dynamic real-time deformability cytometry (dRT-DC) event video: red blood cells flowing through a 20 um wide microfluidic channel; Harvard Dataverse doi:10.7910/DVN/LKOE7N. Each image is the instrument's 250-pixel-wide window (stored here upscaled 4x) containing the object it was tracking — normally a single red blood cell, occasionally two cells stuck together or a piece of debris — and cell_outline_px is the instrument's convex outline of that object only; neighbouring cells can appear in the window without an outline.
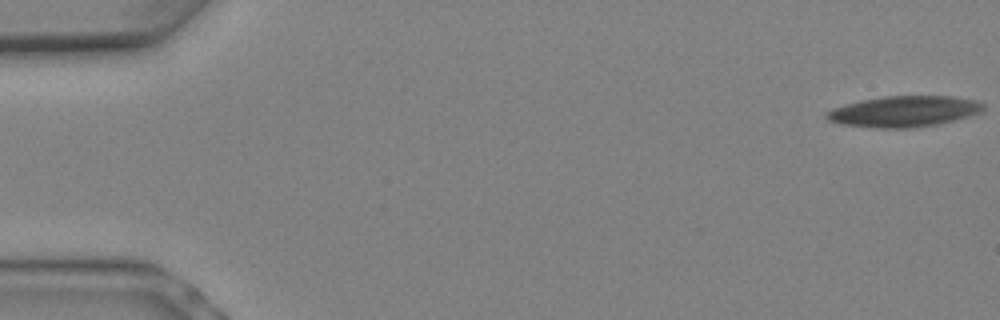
{"species": "Egyptian fruit bat (a non-hibernating species)", "species_latin": "Rousettus aegyptiacus", "temperature_condition": "warm", "stored_images_in_passage": 10, "camera_frame_rate_fps": 3000, "um_per_image_px": 0.085, "animal": {"sex": "female"}, "frame": {"image": 1, "passage_image": 1, "time_ms": 0.0, "image_size_px": [1000, 320], "cell_outline_px": [[984, 108], [980, 112], [968, 116], [936, 124], [912, 128], [872, 128], [840, 124], [828, 120], [824, 116], [824, 112], [832, 108], [844, 104], [860, 100], [884, 96], [952, 96], [976, 100], [984, 104]], "centroid_in_image_um": [76.77, 9.47], "position_along_channel_um": 8.2, "area_um2": 28.38}}
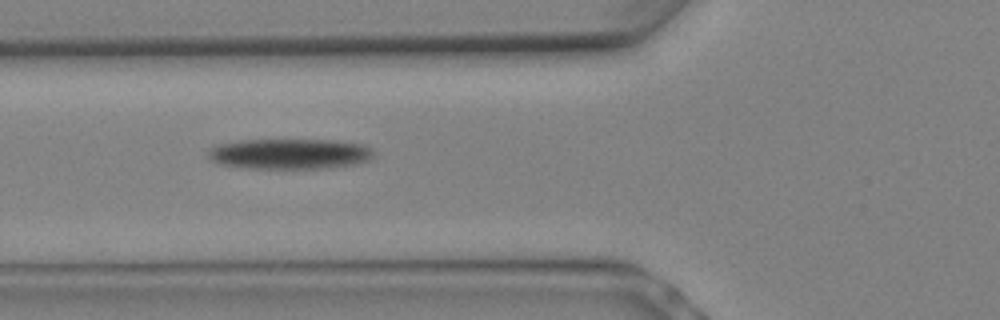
{"frame": {"image": 2, "passage_image": 9, "time_ms": 2.667, "image_size_px": [1000, 320], "cell_outline_px": [[376, 152], [368, 160], [352, 164], [328, 168], [244, 168], [216, 164], [208, 156], [208, 148], [220, 144], [244, 140], [336, 140], [364, 144], [372, 148]], "centroid_in_image_um": [24.62, 13.07], "position_along_channel_um": 101.2, "area_um2": 29.48}}
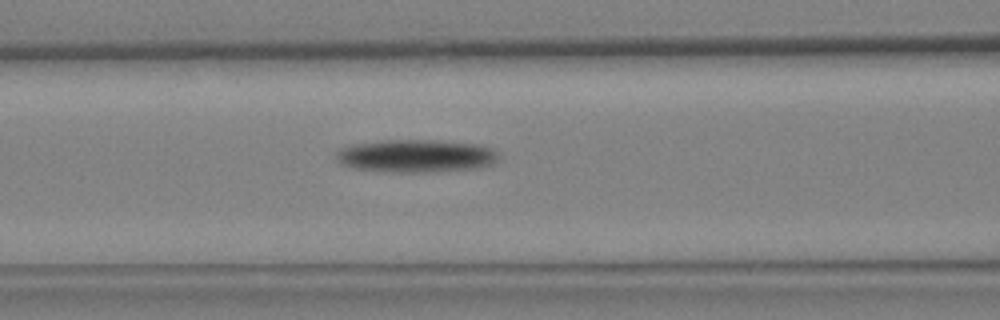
{"frame": {"image": 3, "passage_image": 10, "time_ms": 3.0, "image_size_px": [1000, 320], "cell_outline_px": [[500, 160], [492, 164], [480, 168], [432, 172], [388, 172], [352, 168], [340, 164], [336, 160], [336, 152], [344, 148], [356, 144], [384, 140], [436, 140], [480, 144], [492, 148], [500, 152]], "centroid_in_image_um": [35.44, 13.26], "position_along_channel_um": 131.2, "area_um2": 31.56}}